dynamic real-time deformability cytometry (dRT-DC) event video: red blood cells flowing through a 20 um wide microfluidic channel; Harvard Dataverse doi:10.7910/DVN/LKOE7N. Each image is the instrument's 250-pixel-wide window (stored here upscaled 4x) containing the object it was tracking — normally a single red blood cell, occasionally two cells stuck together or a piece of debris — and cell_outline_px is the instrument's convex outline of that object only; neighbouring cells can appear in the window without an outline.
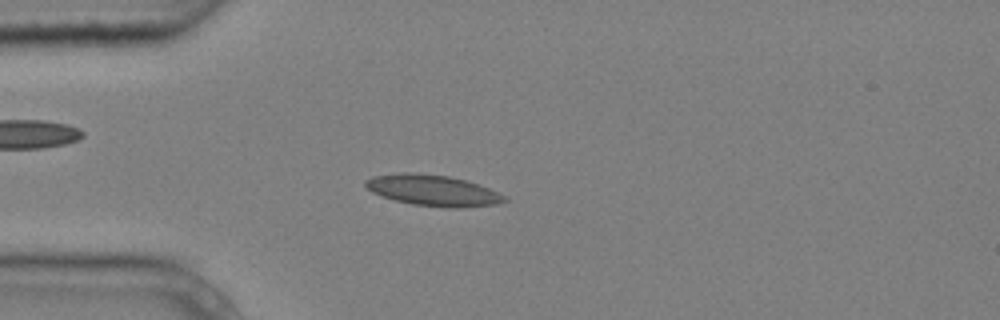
{"species": "common noctule bat (a hibernating species)", "species_latin": "Nyctalus noctula", "temperature_condition": "cold", "stored_images_in_passage": 4, "camera_frame_rate_fps": 3000, "um_per_image_px": 0.085, "animal": {"sex": "male", "body_mass_g": 20.4}, "frame": {"image": 1, "passage_image": 3, "time_ms": 0.667, "image_size_px": [1000, 320], "cell_outline_px": [[508, 200], [496, 204], [460, 208], [444, 208], [412, 204], [396, 200], [372, 192], [364, 184], [364, 180], [372, 176], [400, 172], [408, 172], [448, 176], [464, 180], [488, 188], [508, 196]], "centroid_in_image_um": [36.8, 16.19], "position_along_channel_um": 48.2, "area_um2": 25.03}}